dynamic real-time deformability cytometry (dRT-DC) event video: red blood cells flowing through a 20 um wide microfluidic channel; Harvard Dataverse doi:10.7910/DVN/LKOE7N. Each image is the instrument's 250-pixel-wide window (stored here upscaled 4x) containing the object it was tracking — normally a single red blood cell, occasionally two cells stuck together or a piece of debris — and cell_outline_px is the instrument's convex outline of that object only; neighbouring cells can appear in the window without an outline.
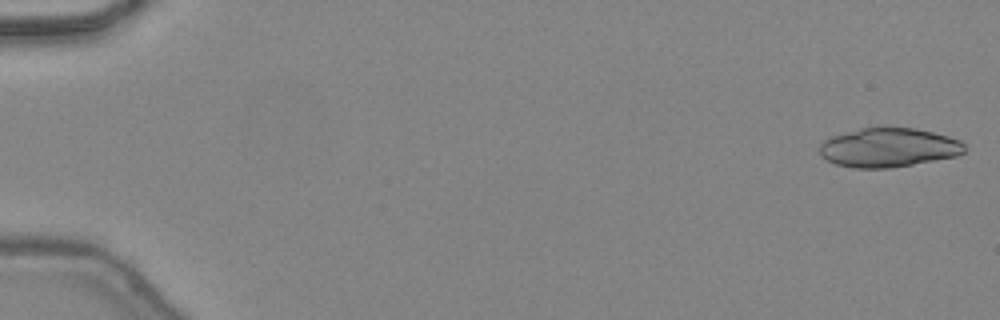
{"species": "common noctule bat (a hibernating species)", "species_latin": "Nyctalus noctula", "temperature_condition": "warm", "stored_images_in_passage": 20, "camera_frame_rate_fps": 3000, "um_per_image_px": 0.085, "animal": {"sex": "female", "body_mass_g": 24.6, "forearm_length_mm": 56.2}, "frame": {"image": 1, "passage_image": 1, "time_ms": 0.0, "image_size_px": [1000, 320], "cell_outline_px": [[964, 152], [956, 156], [912, 164], [888, 168], [852, 168], [836, 164], [820, 156], [820, 144], [824, 140], [832, 136], [860, 128], [884, 124], [916, 128], [948, 136], [960, 140], [964, 144]], "centroid_in_image_um": [75.5, 12.5], "position_along_channel_um": 9.5, "area_um2": 33.58}}